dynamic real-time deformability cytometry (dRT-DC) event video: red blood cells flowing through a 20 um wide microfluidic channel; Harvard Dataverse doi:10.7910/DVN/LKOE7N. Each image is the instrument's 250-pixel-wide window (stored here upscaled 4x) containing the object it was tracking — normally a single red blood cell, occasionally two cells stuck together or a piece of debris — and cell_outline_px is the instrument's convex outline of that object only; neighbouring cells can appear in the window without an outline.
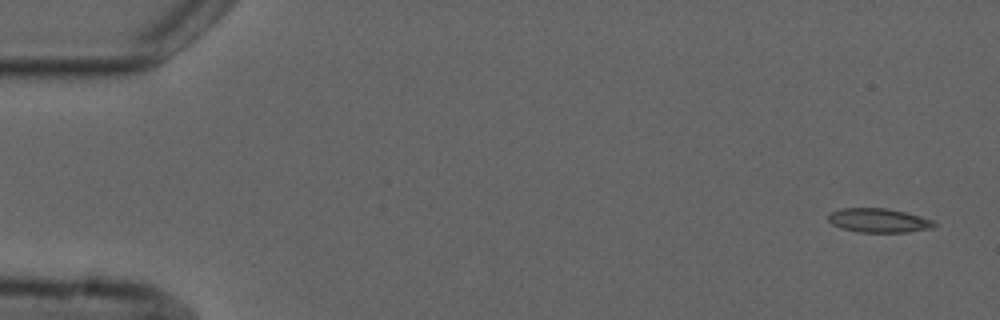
{"species": "common noctule bat (a hibernating species)", "species_latin": "Nyctalus noctula", "temperature_condition": "cold", "stored_images_in_passage": 4, "camera_frame_rate_fps": 3000, "um_per_image_px": 0.085, "animal": {"sex": "male", "forearm_length_mm": 52.5}, "frame": {"image": 1, "passage_image": 1, "time_ms": 0.0, "image_size_px": [1000, 320], "cell_outline_px": [[936, 224], [932, 228], [908, 232], [856, 232], [832, 224], [828, 220], [828, 212], [840, 208], [888, 208], [920, 216], [932, 220]], "centroid_in_image_um": [74.65, 18.73], "position_along_channel_um": 10.3, "area_um2": 14.85}}
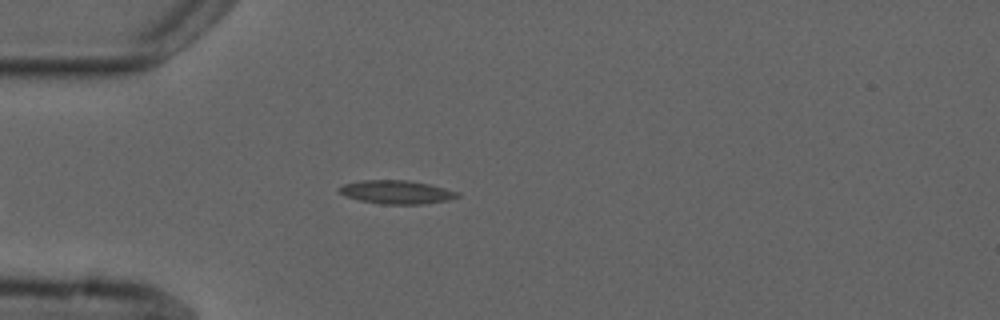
{"frame": {"image": 2, "passage_image": 4, "time_ms": 4.333, "image_size_px": [1000, 320], "cell_outline_px": [[460, 196], [448, 200], [420, 204], [380, 204], [360, 200], [348, 196], [340, 192], [336, 188], [344, 184], [360, 180], [408, 180], [428, 184], [460, 192]], "centroid_in_image_um": [33.71, 16.32], "position_along_channel_um": 51.3, "area_um2": 16.07}}